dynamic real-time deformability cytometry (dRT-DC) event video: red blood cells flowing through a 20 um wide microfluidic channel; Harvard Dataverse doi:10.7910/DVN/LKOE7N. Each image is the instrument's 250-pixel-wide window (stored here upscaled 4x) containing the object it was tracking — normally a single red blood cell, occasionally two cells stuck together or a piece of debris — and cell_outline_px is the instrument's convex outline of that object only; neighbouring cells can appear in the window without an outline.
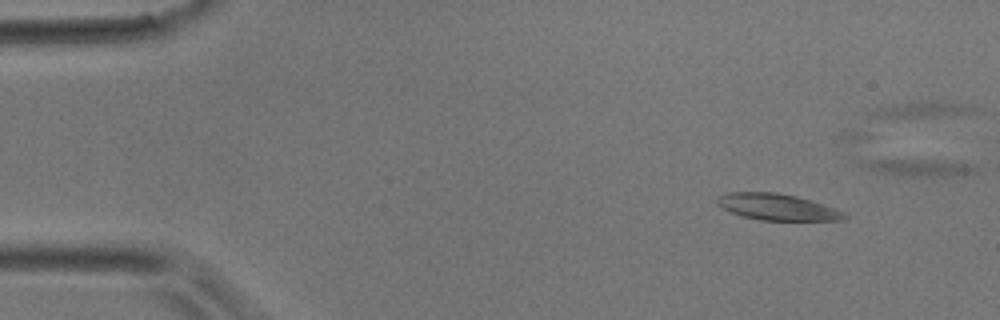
{"species": "common noctule bat (a hibernating species)", "species_latin": "Nyctalus noctula", "temperature_condition": "room temperature", "stored_images_in_passage": 3, "segment_of_instrument_passage": [1, 2], "camera_frame_rate_fps": 3000, "um_per_image_px": 0.085, "animal": {"sex": "male", "body_mass_g": 17.9}, "frame": {"image": 1, "passage_image": 1, "time_ms": 0.0, "image_size_px": [1000, 320], "cell_outline_px": [[848, 216], [844, 220], [760, 220], [740, 216], [716, 204], [716, 196], [728, 192], [776, 192], [796, 196], [844, 212]], "centroid_in_image_um": [66.0, 17.59], "position_along_channel_um": 19.0, "area_um2": 19.36}}